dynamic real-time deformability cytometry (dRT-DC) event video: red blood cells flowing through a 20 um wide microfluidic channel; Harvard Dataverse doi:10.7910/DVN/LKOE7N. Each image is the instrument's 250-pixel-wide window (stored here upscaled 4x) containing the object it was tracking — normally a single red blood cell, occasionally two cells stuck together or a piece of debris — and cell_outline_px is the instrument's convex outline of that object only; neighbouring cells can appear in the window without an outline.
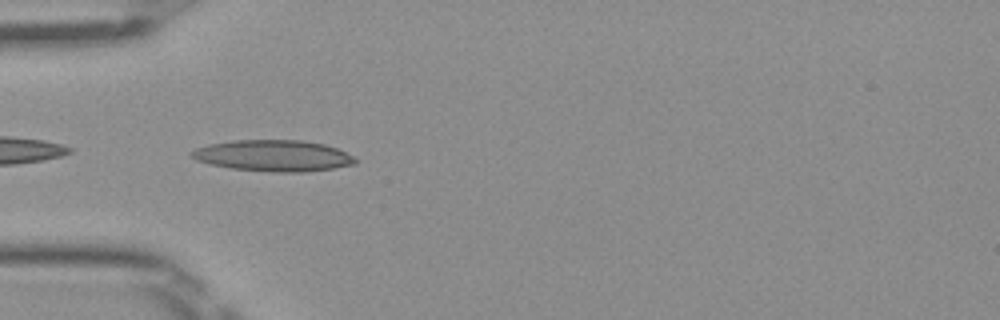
{"species": "Egyptian fruit bat (a non-hibernating species)", "species_latin": "Rousettus aegyptiacus", "temperature_condition": "room temperature", "stored_images_in_passage": 35, "camera_frame_rate_fps": 3000, "um_per_image_px": 0.085, "frame": {"image": 1, "passage_image": 1, "time_ms": 0.0, "image_size_px": [1000, 320], "cell_outline_px": [[356, 164], [332, 168], [304, 172], [272, 172], [232, 168], [212, 164], [196, 160], [188, 152], [196, 148], [208, 144], [232, 140], [300, 140], [324, 144], [336, 148], [352, 156], [356, 160]], "centroid_in_image_um": [23.2, 13.23], "position_along_channel_um": 61.8, "area_um2": 29.65}}
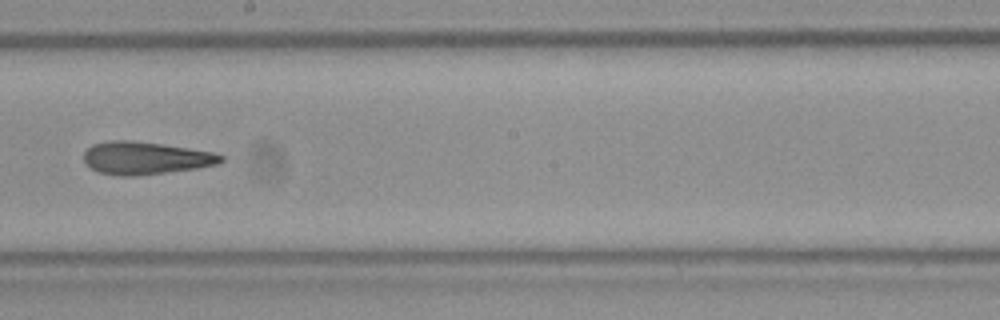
{"frame": {"image": 2, "passage_image": 14, "time_ms": 4.333, "image_size_px": [1000, 320], "cell_outline_px": [[224, 160], [216, 164], [196, 168], [136, 176], [120, 176], [100, 172], [92, 168], [84, 160], [84, 152], [92, 144], [112, 140], [132, 140], [216, 152], [224, 156]], "centroid_in_image_um": [12.37, 13.43], "position_along_channel_um": 235.8, "area_um2": 25.89}}
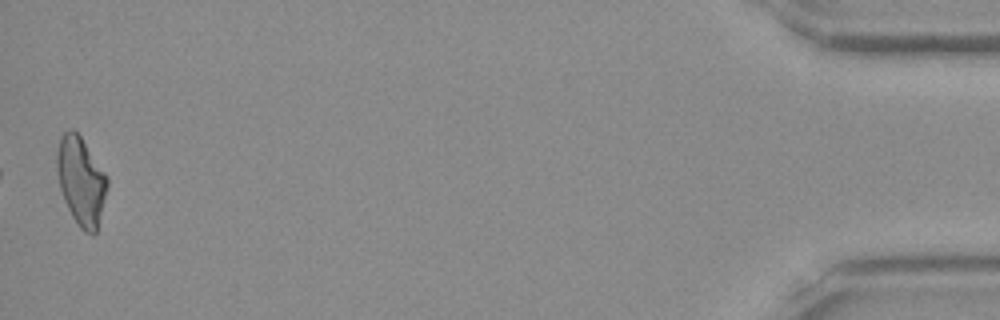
{"frame": {"image": 3, "passage_image": 35, "time_ms": 11.333, "image_size_px": [1000, 320], "cell_outline_px": [[108, 184], [96, 232], [92, 236], [84, 232], [80, 228], [72, 216], [64, 200], [60, 188], [56, 172], [56, 152], [60, 136], [68, 128], [72, 128], [80, 136], [108, 176]], "centroid_in_image_um": [6.87, 15.36], "position_along_channel_um": 428.3, "area_um2": 25.95}, "authors_computed_cell_mechanics": {"area_um2": 25.7788, "velocity_mm_per_s": 4.0506, "shape_relaxation_time_tau1_ms": 9.7773, "shape_relaxation_time_tau2_ms": 3.2482, "deformation_change_tau1": 0.2438, "deformation_change_tau2": 0.1529}}